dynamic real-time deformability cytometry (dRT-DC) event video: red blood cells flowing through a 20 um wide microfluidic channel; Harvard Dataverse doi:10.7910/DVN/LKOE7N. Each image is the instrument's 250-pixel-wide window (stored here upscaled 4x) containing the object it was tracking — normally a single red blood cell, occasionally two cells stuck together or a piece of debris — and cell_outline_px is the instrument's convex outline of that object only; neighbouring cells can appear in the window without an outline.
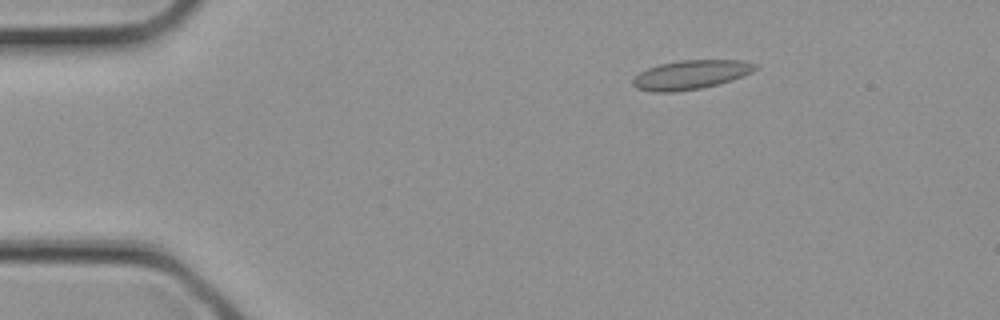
{"species": "common noctule bat (a hibernating species)", "species_latin": "Nyctalus noctula", "temperature_condition": "cold", "stored_images_in_passage": 2, "camera_frame_rate_fps": 3000, "um_per_image_px": 0.085, "animal": {"sex": "female", "body_mass_g": 21.9}, "frame": {"image": 1, "passage_image": 1, "time_ms": 0.0, "image_size_px": [1000, 320], "cell_outline_px": [[760, 68], [744, 76], [732, 80], [700, 88], [676, 92], [652, 92], [636, 88], [632, 84], [632, 80], [640, 72], [648, 68], [660, 64], [680, 60], [744, 60], [756, 64]], "centroid_in_image_um": [58.74, 6.35], "position_along_channel_um": 26.3, "area_um2": 20.81}}
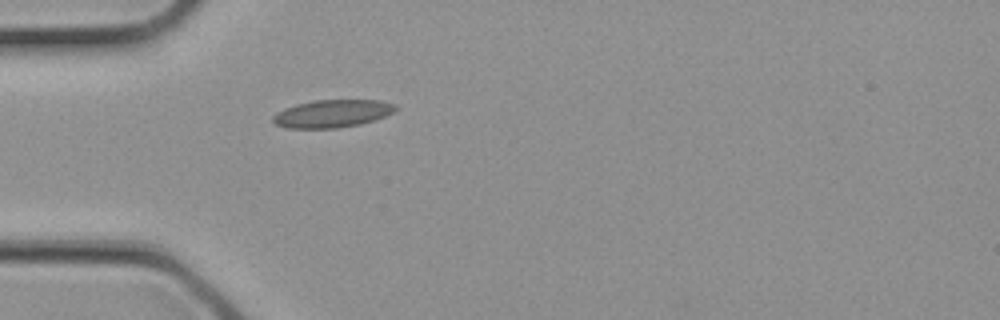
{"frame": {"image": 2, "passage_image": 2, "time_ms": 0.333, "image_size_px": [1000, 320], "cell_outline_px": [[396, 112], [360, 124], [336, 128], [288, 128], [276, 124], [272, 120], [272, 116], [276, 112], [284, 108], [296, 104], [312, 100], [380, 100], [396, 104]], "centroid_in_image_um": [28.23, 9.64], "position_along_channel_um": 56.8, "area_um2": 19.83}}